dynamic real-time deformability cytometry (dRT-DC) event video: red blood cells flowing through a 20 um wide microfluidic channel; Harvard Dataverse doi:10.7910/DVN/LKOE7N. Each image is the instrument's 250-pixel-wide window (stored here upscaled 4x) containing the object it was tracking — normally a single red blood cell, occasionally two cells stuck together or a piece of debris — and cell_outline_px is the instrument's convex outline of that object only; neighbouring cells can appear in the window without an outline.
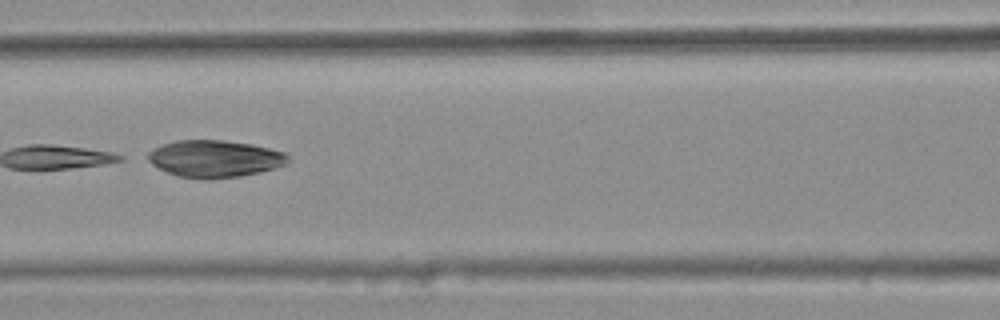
{"species": "common noctule bat (a hibernating species)", "species_latin": "Nyctalus noctula", "temperature_condition": "warm", "stored_images_in_passage": 6, "camera_frame_rate_fps": 3000, "um_per_image_px": 0.085, "animal": {"sex": "female", "body_mass_g": 25.1}, "frame": {"image": 1, "passage_image": 3, "time_ms": 0.667, "image_size_px": [1000, 320], "cell_outline_px": [[288, 160], [284, 164], [260, 172], [240, 176], [176, 176], [152, 164], [148, 160], [148, 152], [164, 144], [176, 140], [224, 140], [252, 144], [284, 152], [288, 156]], "centroid_in_image_um": [18.25, 13.44], "position_along_channel_um": 148.3, "area_um2": 29.13}}
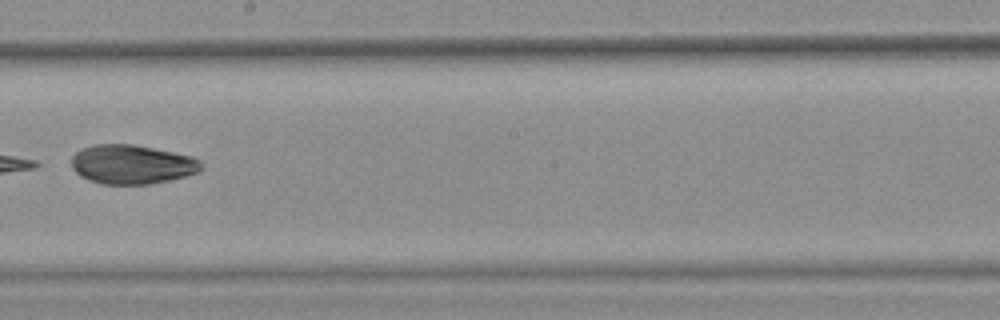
{"frame": {"image": 2, "passage_image": 5, "time_ms": 1.333, "image_size_px": [1000, 320], "cell_outline_px": [[204, 168], [200, 172], [168, 180], [148, 184], [100, 184], [88, 180], [80, 176], [72, 168], [72, 156], [80, 148], [92, 144], [132, 144], [192, 156], [200, 160]], "centroid_in_image_um": [11.2, 13.97], "position_along_channel_um": 237.0, "area_um2": 29.77}}
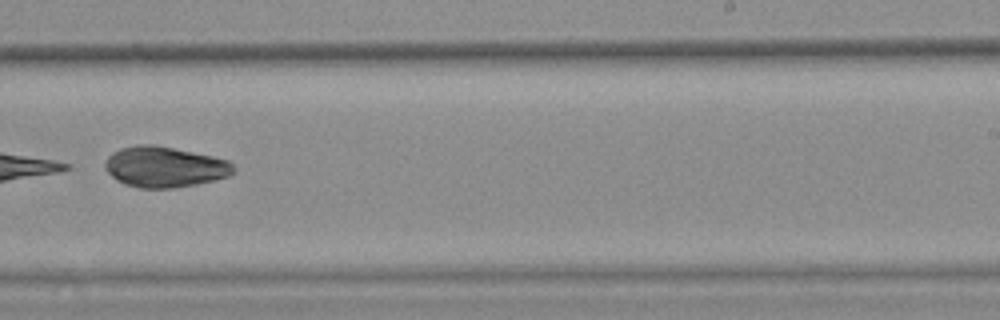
{"frame": {"image": 3, "passage_image": 6, "time_ms": 1.667, "image_size_px": [1000, 320], "cell_outline_px": [[236, 172], [228, 176], [196, 184], [172, 188], [140, 188], [124, 184], [116, 180], [104, 168], [104, 164], [108, 156], [112, 152], [120, 148], [140, 144], [152, 144], [212, 156], [228, 160], [236, 168]], "centroid_in_image_um": [13.97, 14.19], "position_along_channel_um": 275.0, "area_um2": 30.4}}